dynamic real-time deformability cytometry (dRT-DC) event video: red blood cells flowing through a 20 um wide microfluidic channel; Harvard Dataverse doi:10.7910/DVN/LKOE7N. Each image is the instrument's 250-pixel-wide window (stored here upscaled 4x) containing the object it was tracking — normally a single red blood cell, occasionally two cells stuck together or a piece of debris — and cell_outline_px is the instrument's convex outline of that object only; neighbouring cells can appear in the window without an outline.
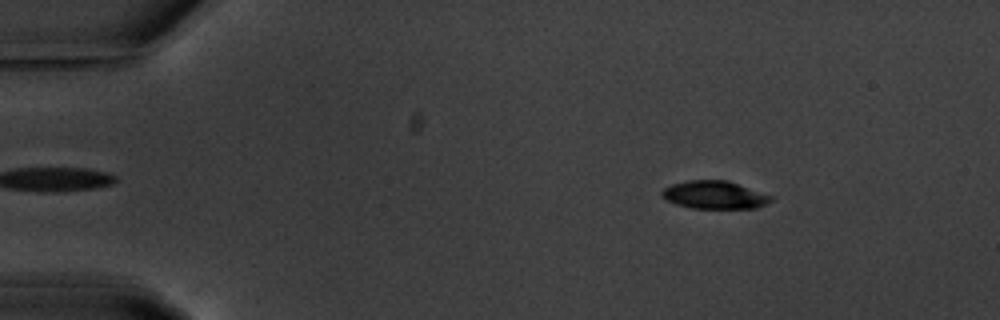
{"species": "common noctule bat (a hibernating species)", "species_latin": "Nyctalus noctula", "temperature_condition": "warm", "stored_images_in_passage": 56, "camera_frame_rate_fps": 3000, "um_per_image_px": 0.085, "animal": {"sex": "male", "body_mass_g": 20.1, "forearm_length_mm": 53.5}, "frame": {"image": 1, "passage_image": 8, "time_ms": 2.333, "image_size_px": [1000, 320], "cell_outline_px": [[776, 196], [772, 200], [756, 208], [692, 208], [676, 204], [668, 200], [660, 192], [664, 188], [672, 184], [688, 180], [728, 180]], "centroid_in_image_um": [60.79, 16.55], "position_along_channel_um": 24.2, "area_um2": 17.8}}
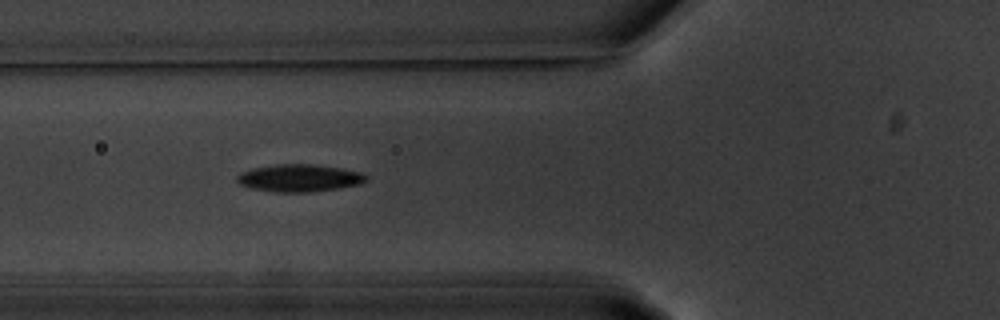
{"frame": {"image": 2, "passage_image": 21, "time_ms": 6.667, "image_size_px": [1000, 320], "cell_outline_px": [[368, 180], [360, 184], [336, 188], [308, 192], [272, 192], [252, 188], [240, 184], [236, 180], [236, 176], [240, 172], [252, 168], [276, 164], [312, 164], [340, 168], [360, 172], [368, 176]], "centroid_in_image_um": [25.41, 15.13], "position_along_channel_um": 100.4, "area_um2": 20.58}}
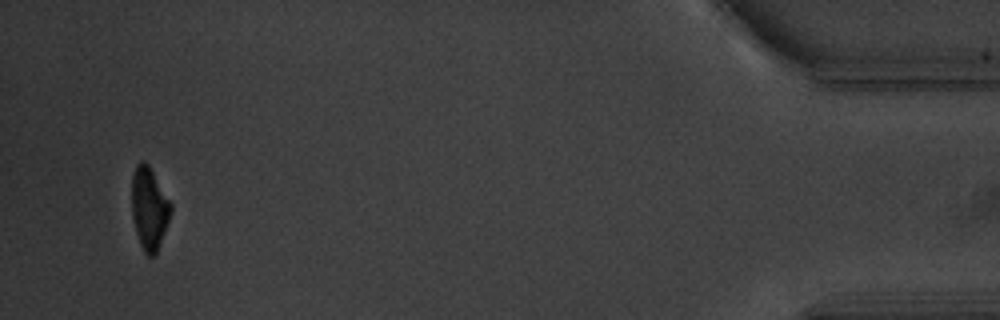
{"frame": {"image": 3, "passage_image": 54, "time_ms": 17.667, "image_size_px": [1000, 320], "cell_outline_px": [[172, 212], [156, 252], [152, 256], [148, 256], [144, 252], [140, 244], [136, 232], [132, 216], [132, 176], [136, 164], [140, 160], [144, 160], [148, 164], [172, 204]], "centroid_in_image_um": [12.68, 17.67], "position_along_channel_um": 422.5, "area_um2": 18.61}, "authors_computed_cell_mechanics": {"area_um2": 19.8543, "velocity_mm_per_s": 3.602, "shape_relaxation_time_tau1_ms": 3.0162, "shape_relaxation_time_tau2_ms": 3.656, "deformation_change_tau1": 0.1657, "deformation_change_tau2": 0.0802}}